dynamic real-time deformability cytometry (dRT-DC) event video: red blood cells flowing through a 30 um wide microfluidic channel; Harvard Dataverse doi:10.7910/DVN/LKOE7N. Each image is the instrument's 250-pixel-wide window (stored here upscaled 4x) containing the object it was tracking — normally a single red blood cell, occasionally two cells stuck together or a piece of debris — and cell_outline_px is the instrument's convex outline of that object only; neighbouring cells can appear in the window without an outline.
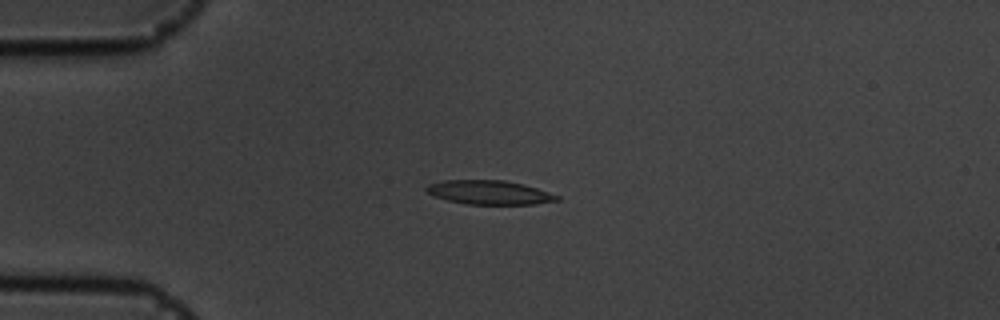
{"species": "common noctule bat (a hibernating species)", "species_latin": "Nyctalus noctula", "temperature_condition": "cold", "stored_images_in_passage": 55, "camera_frame_rate_fps": 3000, "um_per_image_px": 0.085, "animal": {"sex": "male", "body_mass_g": 19.5, "forearm_length_mm": 54.6}, "frame": {"image": 1, "passage_image": 13, "time_ms": 4.0, "image_size_px": [1000, 320], "cell_outline_px": [[560, 200], [536, 204], [464, 204], [448, 200], [436, 196], [428, 192], [424, 188], [428, 184], [444, 180], [504, 180], [524, 184], [560, 196]], "centroid_in_image_um": [41.61, 16.35], "position_along_channel_um": 43.4, "area_um2": 18.21}}
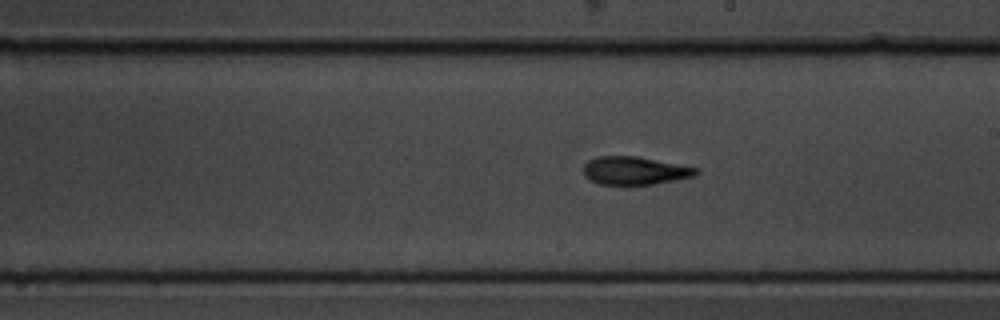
{"frame": {"image": 2, "passage_image": 31, "time_ms": 10.0, "image_size_px": [1000, 320], "cell_outline_px": [[700, 172], [696, 176], [656, 184], [600, 184], [584, 176], [584, 164], [588, 160], [596, 156], [636, 156], [700, 168]], "centroid_in_image_um": [54.0, 14.5], "position_along_channel_um": 235.0, "area_um2": 18.5}}
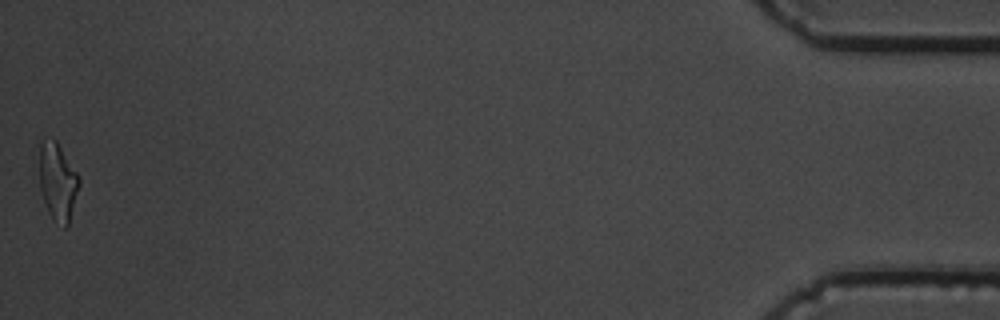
{"frame": {"image": 3, "passage_image": 55, "time_ms": 18.0, "image_size_px": [1000, 320], "cell_outline_px": [[80, 184], [68, 228], [64, 228], [52, 220], [48, 212], [40, 188], [40, 140], [52, 136], [56, 140], [76, 172], [80, 180]], "centroid_in_image_um": [4.9, 15.47], "position_along_channel_um": 430.3, "area_um2": 18.09}, "authors_computed_cell_mechanics": {"area_um2": 18.1492, "velocity_mm_per_s": 3.5873, "shape_relaxation_time_tau1_ms": 5.3811, "shape_relaxation_time_tau2_ms": 4.2328, "deformation_change_tau1": 0.1808, "deformation_change_tau2": 0.126}}